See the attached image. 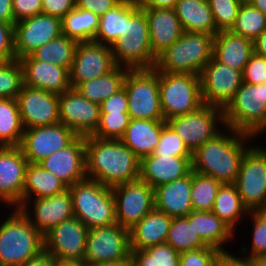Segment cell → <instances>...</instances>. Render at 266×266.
<instances>
[{
  "mask_svg": "<svg viewBox=\"0 0 266 266\" xmlns=\"http://www.w3.org/2000/svg\"><path fill=\"white\" fill-rule=\"evenodd\" d=\"M130 259L134 266H159L158 245L148 247L145 250H131Z\"/></svg>",
  "mask_w": 266,
  "mask_h": 266,
  "instance_id": "obj_54",
  "label": "cell"
},
{
  "mask_svg": "<svg viewBox=\"0 0 266 266\" xmlns=\"http://www.w3.org/2000/svg\"><path fill=\"white\" fill-rule=\"evenodd\" d=\"M234 185L249 212L266 204L265 147L252 144L245 152Z\"/></svg>",
  "mask_w": 266,
  "mask_h": 266,
  "instance_id": "obj_11",
  "label": "cell"
},
{
  "mask_svg": "<svg viewBox=\"0 0 266 266\" xmlns=\"http://www.w3.org/2000/svg\"><path fill=\"white\" fill-rule=\"evenodd\" d=\"M264 29L266 15L244 0L230 31L254 41Z\"/></svg>",
  "mask_w": 266,
  "mask_h": 266,
  "instance_id": "obj_42",
  "label": "cell"
},
{
  "mask_svg": "<svg viewBox=\"0 0 266 266\" xmlns=\"http://www.w3.org/2000/svg\"><path fill=\"white\" fill-rule=\"evenodd\" d=\"M194 229L207 246L229 253L223 244L232 240L236 233L212 211H194Z\"/></svg>",
  "mask_w": 266,
  "mask_h": 266,
  "instance_id": "obj_34",
  "label": "cell"
},
{
  "mask_svg": "<svg viewBox=\"0 0 266 266\" xmlns=\"http://www.w3.org/2000/svg\"><path fill=\"white\" fill-rule=\"evenodd\" d=\"M14 25L0 21V61H12L16 59Z\"/></svg>",
  "mask_w": 266,
  "mask_h": 266,
  "instance_id": "obj_50",
  "label": "cell"
},
{
  "mask_svg": "<svg viewBox=\"0 0 266 266\" xmlns=\"http://www.w3.org/2000/svg\"><path fill=\"white\" fill-rule=\"evenodd\" d=\"M222 266H255L251 260H246L235 256L232 253H226L223 259Z\"/></svg>",
  "mask_w": 266,
  "mask_h": 266,
  "instance_id": "obj_60",
  "label": "cell"
},
{
  "mask_svg": "<svg viewBox=\"0 0 266 266\" xmlns=\"http://www.w3.org/2000/svg\"><path fill=\"white\" fill-rule=\"evenodd\" d=\"M254 43L251 39L229 31H219L214 36L213 56L221 63L243 72L251 55Z\"/></svg>",
  "mask_w": 266,
  "mask_h": 266,
  "instance_id": "obj_31",
  "label": "cell"
},
{
  "mask_svg": "<svg viewBox=\"0 0 266 266\" xmlns=\"http://www.w3.org/2000/svg\"><path fill=\"white\" fill-rule=\"evenodd\" d=\"M192 171L185 177L154 188L155 208L171 218L186 217L192 211Z\"/></svg>",
  "mask_w": 266,
  "mask_h": 266,
  "instance_id": "obj_27",
  "label": "cell"
},
{
  "mask_svg": "<svg viewBox=\"0 0 266 266\" xmlns=\"http://www.w3.org/2000/svg\"><path fill=\"white\" fill-rule=\"evenodd\" d=\"M130 120L128 113H100L99 125L91 136L100 139L120 140Z\"/></svg>",
  "mask_w": 266,
  "mask_h": 266,
  "instance_id": "obj_44",
  "label": "cell"
},
{
  "mask_svg": "<svg viewBox=\"0 0 266 266\" xmlns=\"http://www.w3.org/2000/svg\"><path fill=\"white\" fill-rule=\"evenodd\" d=\"M214 36L202 32L183 34L156 60L159 72L200 75L204 66L213 58Z\"/></svg>",
  "mask_w": 266,
  "mask_h": 266,
  "instance_id": "obj_4",
  "label": "cell"
},
{
  "mask_svg": "<svg viewBox=\"0 0 266 266\" xmlns=\"http://www.w3.org/2000/svg\"><path fill=\"white\" fill-rule=\"evenodd\" d=\"M246 1L266 15V0H246Z\"/></svg>",
  "mask_w": 266,
  "mask_h": 266,
  "instance_id": "obj_63",
  "label": "cell"
},
{
  "mask_svg": "<svg viewBox=\"0 0 266 266\" xmlns=\"http://www.w3.org/2000/svg\"><path fill=\"white\" fill-rule=\"evenodd\" d=\"M55 266H90L84 260H65L55 258Z\"/></svg>",
  "mask_w": 266,
  "mask_h": 266,
  "instance_id": "obj_62",
  "label": "cell"
},
{
  "mask_svg": "<svg viewBox=\"0 0 266 266\" xmlns=\"http://www.w3.org/2000/svg\"><path fill=\"white\" fill-rule=\"evenodd\" d=\"M21 266H55V257L43 250L40 254L33 257Z\"/></svg>",
  "mask_w": 266,
  "mask_h": 266,
  "instance_id": "obj_57",
  "label": "cell"
},
{
  "mask_svg": "<svg viewBox=\"0 0 266 266\" xmlns=\"http://www.w3.org/2000/svg\"><path fill=\"white\" fill-rule=\"evenodd\" d=\"M192 157L151 154L140 160L139 178L153 189L187 176L192 171Z\"/></svg>",
  "mask_w": 266,
  "mask_h": 266,
  "instance_id": "obj_25",
  "label": "cell"
},
{
  "mask_svg": "<svg viewBox=\"0 0 266 266\" xmlns=\"http://www.w3.org/2000/svg\"><path fill=\"white\" fill-rule=\"evenodd\" d=\"M131 256L130 233L120 225L94 227L89 229L84 253V261L95 264L121 262Z\"/></svg>",
  "mask_w": 266,
  "mask_h": 266,
  "instance_id": "obj_10",
  "label": "cell"
},
{
  "mask_svg": "<svg viewBox=\"0 0 266 266\" xmlns=\"http://www.w3.org/2000/svg\"><path fill=\"white\" fill-rule=\"evenodd\" d=\"M174 10L183 31L216 35V25L208 0H178Z\"/></svg>",
  "mask_w": 266,
  "mask_h": 266,
  "instance_id": "obj_33",
  "label": "cell"
},
{
  "mask_svg": "<svg viewBox=\"0 0 266 266\" xmlns=\"http://www.w3.org/2000/svg\"><path fill=\"white\" fill-rule=\"evenodd\" d=\"M23 86V69L20 61H0V98H17Z\"/></svg>",
  "mask_w": 266,
  "mask_h": 266,
  "instance_id": "obj_43",
  "label": "cell"
},
{
  "mask_svg": "<svg viewBox=\"0 0 266 266\" xmlns=\"http://www.w3.org/2000/svg\"><path fill=\"white\" fill-rule=\"evenodd\" d=\"M249 215V216H248ZM247 217H250L252 223V245L251 249L243 245L240 253V258L251 260L253 258L266 255V224L254 213L249 212ZM247 251H249L247 253ZM245 256H244V255Z\"/></svg>",
  "mask_w": 266,
  "mask_h": 266,
  "instance_id": "obj_48",
  "label": "cell"
},
{
  "mask_svg": "<svg viewBox=\"0 0 266 266\" xmlns=\"http://www.w3.org/2000/svg\"><path fill=\"white\" fill-rule=\"evenodd\" d=\"M225 127L253 135L266 130V83H242L235 97L223 110Z\"/></svg>",
  "mask_w": 266,
  "mask_h": 266,
  "instance_id": "obj_6",
  "label": "cell"
},
{
  "mask_svg": "<svg viewBox=\"0 0 266 266\" xmlns=\"http://www.w3.org/2000/svg\"><path fill=\"white\" fill-rule=\"evenodd\" d=\"M254 52L266 59V29H264L260 35L253 41Z\"/></svg>",
  "mask_w": 266,
  "mask_h": 266,
  "instance_id": "obj_61",
  "label": "cell"
},
{
  "mask_svg": "<svg viewBox=\"0 0 266 266\" xmlns=\"http://www.w3.org/2000/svg\"><path fill=\"white\" fill-rule=\"evenodd\" d=\"M178 0H137L141 8H175Z\"/></svg>",
  "mask_w": 266,
  "mask_h": 266,
  "instance_id": "obj_58",
  "label": "cell"
},
{
  "mask_svg": "<svg viewBox=\"0 0 266 266\" xmlns=\"http://www.w3.org/2000/svg\"><path fill=\"white\" fill-rule=\"evenodd\" d=\"M117 66L129 69H152L157 58L150 46L149 25L145 12L139 7L130 16V34L118 38L111 46Z\"/></svg>",
  "mask_w": 266,
  "mask_h": 266,
  "instance_id": "obj_9",
  "label": "cell"
},
{
  "mask_svg": "<svg viewBox=\"0 0 266 266\" xmlns=\"http://www.w3.org/2000/svg\"><path fill=\"white\" fill-rule=\"evenodd\" d=\"M24 127L16 98H0V147L20 146Z\"/></svg>",
  "mask_w": 266,
  "mask_h": 266,
  "instance_id": "obj_38",
  "label": "cell"
},
{
  "mask_svg": "<svg viewBox=\"0 0 266 266\" xmlns=\"http://www.w3.org/2000/svg\"><path fill=\"white\" fill-rule=\"evenodd\" d=\"M68 189L71 193L74 216L87 228L116 224L112 188L85 178Z\"/></svg>",
  "mask_w": 266,
  "mask_h": 266,
  "instance_id": "obj_5",
  "label": "cell"
},
{
  "mask_svg": "<svg viewBox=\"0 0 266 266\" xmlns=\"http://www.w3.org/2000/svg\"><path fill=\"white\" fill-rule=\"evenodd\" d=\"M116 66L111 46L78 42L69 72L71 87L75 89L80 83L103 76Z\"/></svg>",
  "mask_w": 266,
  "mask_h": 266,
  "instance_id": "obj_16",
  "label": "cell"
},
{
  "mask_svg": "<svg viewBox=\"0 0 266 266\" xmlns=\"http://www.w3.org/2000/svg\"><path fill=\"white\" fill-rule=\"evenodd\" d=\"M222 183L211 176L192 171L191 203L193 211H212Z\"/></svg>",
  "mask_w": 266,
  "mask_h": 266,
  "instance_id": "obj_41",
  "label": "cell"
},
{
  "mask_svg": "<svg viewBox=\"0 0 266 266\" xmlns=\"http://www.w3.org/2000/svg\"><path fill=\"white\" fill-rule=\"evenodd\" d=\"M100 17L85 9L75 8L61 19L62 34L77 42L93 41Z\"/></svg>",
  "mask_w": 266,
  "mask_h": 266,
  "instance_id": "obj_37",
  "label": "cell"
},
{
  "mask_svg": "<svg viewBox=\"0 0 266 266\" xmlns=\"http://www.w3.org/2000/svg\"><path fill=\"white\" fill-rule=\"evenodd\" d=\"M0 224V266H21L44 250V236L14 208Z\"/></svg>",
  "mask_w": 266,
  "mask_h": 266,
  "instance_id": "obj_3",
  "label": "cell"
},
{
  "mask_svg": "<svg viewBox=\"0 0 266 266\" xmlns=\"http://www.w3.org/2000/svg\"><path fill=\"white\" fill-rule=\"evenodd\" d=\"M88 231L89 228L74 216L44 236V250L58 259L83 260Z\"/></svg>",
  "mask_w": 266,
  "mask_h": 266,
  "instance_id": "obj_21",
  "label": "cell"
},
{
  "mask_svg": "<svg viewBox=\"0 0 266 266\" xmlns=\"http://www.w3.org/2000/svg\"><path fill=\"white\" fill-rule=\"evenodd\" d=\"M243 1L244 0H208L216 25V34L219 31H229L233 27Z\"/></svg>",
  "mask_w": 266,
  "mask_h": 266,
  "instance_id": "obj_45",
  "label": "cell"
},
{
  "mask_svg": "<svg viewBox=\"0 0 266 266\" xmlns=\"http://www.w3.org/2000/svg\"><path fill=\"white\" fill-rule=\"evenodd\" d=\"M171 221L170 216L154 208L129 230L131 250L166 243Z\"/></svg>",
  "mask_w": 266,
  "mask_h": 266,
  "instance_id": "obj_30",
  "label": "cell"
},
{
  "mask_svg": "<svg viewBox=\"0 0 266 266\" xmlns=\"http://www.w3.org/2000/svg\"><path fill=\"white\" fill-rule=\"evenodd\" d=\"M68 189V186L39 163H29L26 169L22 207L29 200L49 198Z\"/></svg>",
  "mask_w": 266,
  "mask_h": 266,
  "instance_id": "obj_32",
  "label": "cell"
},
{
  "mask_svg": "<svg viewBox=\"0 0 266 266\" xmlns=\"http://www.w3.org/2000/svg\"><path fill=\"white\" fill-rule=\"evenodd\" d=\"M165 124V120L131 119L120 141L141 160L153 154Z\"/></svg>",
  "mask_w": 266,
  "mask_h": 266,
  "instance_id": "obj_29",
  "label": "cell"
},
{
  "mask_svg": "<svg viewBox=\"0 0 266 266\" xmlns=\"http://www.w3.org/2000/svg\"><path fill=\"white\" fill-rule=\"evenodd\" d=\"M20 210L43 236L59 223L74 217L69 189L49 198L29 200Z\"/></svg>",
  "mask_w": 266,
  "mask_h": 266,
  "instance_id": "obj_22",
  "label": "cell"
},
{
  "mask_svg": "<svg viewBox=\"0 0 266 266\" xmlns=\"http://www.w3.org/2000/svg\"><path fill=\"white\" fill-rule=\"evenodd\" d=\"M166 123L192 153L222 131L219 125L221 128L225 127L223 109L209 105H203L195 112L174 117Z\"/></svg>",
  "mask_w": 266,
  "mask_h": 266,
  "instance_id": "obj_12",
  "label": "cell"
},
{
  "mask_svg": "<svg viewBox=\"0 0 266 266\" xmlns=\"http://www.w3.org/2000/svg\"><path fill=\"white\" fill-rule=\"evenodd\" d=\"M159 92L165 121L204 105L199 75L159 72Z\"/></svg>",
  "mask_w": 266,
  "mask_h": 266,
  "instance_id": "obj_7",
  "label": "cell"
},
{
  "mask_svg": "<svg viewBox=\"0 0 266 266\" xmlns=\"http://www.w3.org/2000/svg\"><path fill=\"white\" fill-rule=\"evenodd\" d=\"M62 35L61 19L38 14L14 25V48L16 59L30 55L40 46Z\"/></svg>",
  "mask_w": 266,
  "mask_h": 266,
  "instance_id": "obj_17",
  "label": "cell"
},
{
  "mask_svg": "<svg viewBox=\"0 0 266 266\" xmlns=\"http://www.w3.org/2000/svg\"><path fill=\"white\" fill-rule=\"evenodd\" d=\"M60 123L78 136L92 135L100 121V104L91 102L76 89L59 94Z\"/></svg>",
  "mask_w": 266,
  "mask_h": 266,
  "instance_id": "obj_20",
  "label": "cell"
},
{
  "mask_svg": "<svg viewBox=\"0 0 266 266\" xmlns=\"http://www.w3.org/2000/svg\"><path fill=\"white\" fill-rule=\"evenodd\" d=\"M166 243L179 253L207 247L194 229V211L186 217L172 218Z\"/></svg>",
  "mask_w": 266,
  "mask_h": 266,
  "instance_id": "obj_39",
  "label": "cell"
},
{
  "mask_svg": "<svg viewBox=\"0 0 266 266\" xmlns=\"http://www.w3.org/2000/svg\"><path fill=\"white\" fill-rule=\"evenodd\" d=\"M149 25L150 46L157 58L183 34L180 20L172 8H141Z\"/></svg>",
  "mask_w": 266,
  "mask_h": 266,
  "instance_id": "obj_26",
  "label": "cell"
},
{
  "mask_svg": "<svg viewBox=\"0 0 266 266\" xmlns=\"http://www.w3.org/2000/svg\"><path fill=\"white\" fill-rule=\"evenodd\" d=\"M139 8L137 0H121L100 17L99 28L93 39L96 43L112 46L130 34V16Z\"/></svg>",
  "mask_w": 266,
  "mask_h": 266,
  "instance_id": "obj_28",
  "label": "cell"
},
{
  "mask_svg": "<svg viewBox=\"0 0 266 266\" xmlns=\"http://www.w3.org/2000/svg\"><path fill=\"white\" fill-rule=\"evenodd\" d=\"M128 70L116 66L103 76L80 83L75 89L89 101L100 104L123 88Z\"/></svg>",
  "mask_w": 266,
  "mask_h": 266,
  "instance_id": "obj_35",
  "label": "cell"
},
{
  "mask_svg": "<svg viewBox=\"0 0 266 266\" xmlns=\"http://www.w3.org/2000/svg\"><path fill=\"white\" fill-rule=\"evenodd\" d=\"M78 42L63 34L40 46L30 55L40 60L63 67L70 72Z\"/></svg>",
  "mask_w": 266,
  "mask_h": 266,
  "instance_id": "obj_40",
  "label": "cell"
},
{
  "mask_svg": "<svg viewBox=\"0 0 266 266\" xmlns=\"http://www.w3.org/2000/svg\"><path fill=\"white\" fill-rule=\"evenodd\" d=\"M212 212L236 233L237 223H240L239 220L243 221V218L247 219L249 210L243 205L234 184H222L215 198Z\"/></svg>",
  "mask_w": 266,
  "mask_h": 266,
  "instance_id": "obj_36",
  "label": "cell"
},
{
  "mask_svg": "<svg viewBox=\"0 0 266 266\" xmlns=\"http://www.w3.org/2000/svg\"><path fill=\"white\" fill-rule=\"evenodd\" d=\"M100 113H128V98L124 87L100 103Z\"/></svg>",
  "mask_w": 266,
  "mask_h": 266,
  "instance_id": "obj_52",
  "label": "cell"
},
{
  "mask_svg": "<svg viewBox=\"0 0 266 266\" xmlns=\"http://www.w3.org/2000/svg\"><path fill=\"white\" fill-rule=\"evenodd\" d=\"M28 164L19 146L0 147V203L13 209L22 208Z\"/></svg>",
  "mask_w": 266,
  "mask_h": 266,
  "instance_id": "obj_18",
  "label": "cell"
},
{
  "mask_svg": "<svg viewBox=\"0 0 266 266\" xmlns=\"http://www.w3.org/2000/svg\"><path fill=\"white\" fill-rule=\"evenodd\" d=\"M19 61L23 69L25 86L58 95L72 88L67 69L53 63L35 60L31 55L25 56Z\"/></svg>",
  "mask_w": 266,
  "mask_h": 266,
  "instance_id": "obj_24",
  "label": "cell"
},
{
  "mask_svg": "<svg viewBox=\"0 0 266 266\" xmlns=\"http://www.w3.org/2000/svg\"><path fill=\"white\" fill-rule=\"evenodd\" d=\"M14 24L26 18L42 14V0H12Z\"/></svg>",
  "mask_w": 266,
  "mask_h": 266,
  "instance_id": "obj_51",
  "label": "cell"
},
{
  "mask_svg": "<svg viewBox=\"0 0 266 266\" xmlns=\"http://www.w3.org/2000/svg\"><path fill=\"white\" fill-rule=\"evenodd\" d=\"M124 89L128 98V114L131 119L164 120L160 92L159 71L129 69Z\"/></svg>",
  "mask_w": 266,
  "mask_h": 266,
  "instance_id": "obj_8",
  "label": "cell"
},
{
  "mask_svg": "<svg viewBox=\"0 0 266 266\" xmlns=\"http://www.w3.org/2000/svg\"><path fill=\"white\" fill-rule=\"evenodd\" d=\"M39 164L68 187L84 180L87 178L85 136H78L70 145L49 155Z\"/></svg>",
  "mask_w": 266,
  "mask_h": 266,
  "instance_id": "obj_23",
  "label": "cell"
},
{
  "mask_svg": "<svg viewBox=\"0 0 266 266\" xmlns=\"http://www.w3.org/2000/svg\"><path fill=\"white\" fill-rule=\"evenodd\" d=\"M92 266H134L131 259L121 262H109V263H102V264H95Z\"/></svg>",
  "mask_w": 266,
  "mask_h": 266,
  "instance_id": "obj_64",
  "label": "cell"
},
{
  "mask_svg": "<svg viewBox=\"0 0 266 266\" xmlns=\"http://www.w3.org/2000/svg\"><path fill=\"white\" fill-rule=\"evenodd\" d=\"M115 200L116 223L132 229L155 208L154 189L138 178L112 188Z\"/></svg>",
  "mask_w": 266,
  "mask_h": 266,
  "instance_id": "obj_13",
  "label": "cell"
},
{
  "mask_svg": "<svg viewBox=\"0 0 266 266\" xmlns=\"http://www.w3.org/2000/svg\"><path fill=\"white\" fill-rule=\"evenodd\" d=\"M87 178L113 188L137 180L140 159L120 140L85 136Z\"/></svg>",
  "mask_w": 266,
  "mask_h": 266,
  "instance_id": "obj_2",
  "label": "cell"
},
{
  "mask_svg": "<svg viewBox=\"0 0 266 266\" xmlns=\"http://www.w3.org/2000/svg\"><path fill=\"white\" fill-rule=\"evenodd\" d=\"M76 8V0H42V14L62 19Z\"/></svg>",
  "mask_w": 266,
  "mask_h": 266,
  "instance_id": "obj_53",
  "label": "cell"
},
{
  "mask_svg": "<svg viewBox=\"0 0 266 266\" xmlns=\"http://www.w3.org/2000/svg\"><path fill=\"white\" fill-rule=\"evenodd\" d=\"M225 253L211 247H203L180 253L179 266H222Z\"/></svg>",
  "mask_w": 266,
  "mask_h": 266,
  "instance_id": "obj_47",
  "label": "cell"
},
{
  "mask_svg": "<svg viewBox=\"0 0 266 266\" xmlns=\"http://www.w3.org/2000/svg\"><path fill=\"white\" fill-rule=\"evenodd\" d=\"M266 224V204L253 211Z\"/></svg>",
  "mask_w": 266,
  "mask_h": 266,
  "instance_id": "obj_65",
  "label": "cell"
},
{
  "mask_svg": "<svg viewBox=\"0 0 266 266\" xmlns=\"http://www.w3.org/2000/svg\"><path fill=\"white\" fill-rule=\"evenodd\" d=\"M242 74L243 82L246 84L260 85L266 83V59L254 52Z\"/></svg>",
  "mask_w": 266,
  "mask_h": 266,
  "instance_id": "obj_49",
  "label": "cell"
},
{
  "mask_svg": "<svg viewBox=\"0 0 266 266\" xmlns=\"http://www.w3.org/2000/svg\"><path fill=\"white\" fill-rule=\"evenodd\" d=\"M0 21L14 24L12 0H0Z\"/></svg>",
  "mask_w": 266,
  "mask_h": 266,
  "instance_id": "obj_59",
  "label": "cell"
},
{
  "mask_svg": "<svg viewBox=\"0 0 266 266\" xmlns=\"http://www.w3.org/2000/svg\"><path fill=\"white\" fill-rule=\"evenodd\" d=\"M180 253L174 250L169 244H158V265L179 266Z\"/></svg>",
  "mask_w": 266,
  "mask_h": 266,
  "instance_id": "obj_56",
  "label": "cell"
},
{
  "mask_svg": "<svg viewBox=\"0 0 266 266\" xmlns=\"http://www.w3.org/2000/svg\"><path fill=\"white\" fill-rule=\"evenodd\" d=\"M77 137L73 130L59 122L25 129L19 147L29 163H39L70 145Z\"/></svg>",
  "mask_w": 266,
  "mask_h": 266,
  "instance_id": "obj_15",
  "label": "cell"
},
{
  "mask_svg": "<svg viewBox=\"0 0 266 266\" xmlns=\"http://www.w3.org/2000/svg\"><path fill=\"white\" fill-rule=\"evenodd\" d=\"M255 136L224 129L192 153V171L211 176L222 184H234L245 152ZM249 143L247 145V143ZM246 144V145H245Z\"/></svg>",
  "mask_w": 266,
  "mask_h": 266,
  "instance_id": "obj_1",
  "label": "cell"
},
{
  "mask_svg": "<svg viewBox=\"0 0 266 266\" xmlns=\"http://www.w3.org/2000/svg\"><path fill=\"white\" fill-rule=\"evenodd\" d=\"M121 0H76V7L93 12L101 17Z\"/></svg>",
  "mask_w": 266,
  "mask_h": 266,
  "instance_id": "obj_55",
  "label": "cell"
},
{
  "mask_svg": "<svg viewBox=\"0 0 266 266\" xmlns=\"http://www.w3.org/2000/svg\"><path fill=\"white\" fill-rule=\"evenodd\" d=\"M16 99L24 129L60 122L58 94L24 85Z\"/></svg>",
  "mask_w": 266,
  "mask_h": 266,
  "instance_id": "obj_19",
  "label": "cell"
},
{
  "mask_svg": "<svg viewBox=\"0 0 266 266\" xmlns=\"http://www.w3.org/2000/svg\"><path fill=\"white\" fill-rule=\"evenodd\" d=\"M199 77L203 104L223 110L243 83L241 70L219 62L214 56L204 66Z\"/></svg>",
  "mask_w": 266,
  "mask_h": 266,
  "instance_id": "obj_14",
  "label": "cell"
},
{
  "mask_svg": "<svg viewBox=\"0 0 266 266\" xmlns=\"http://www.w3.org/2000/svg\"><path fill=\"white\" fill-rule=\"evenodd\" d=\"M255 266H266V255L251 259Z\"/></svg>",
  "mask_w": 266,
  "mask_h": 266,
  "instance_id": "obj_66",
  "label": "cell"
},
{
  "mask_svg": "<svg viewBox=\"0 0 266 266\" xmlns=\"http://www.w3.org/2000/svg\"><path fill=\"white\" fill-rule=\"evenodd\" d=\"M153 154L176 157H192V152L187 148L183 140L166 123L162 129L160 140Z\"/></svg>",
  "mask_w": 266,
  "mask_h": 266,
  "instance_id": "obj_46",
  "label": "cell"
}]
</instances>
